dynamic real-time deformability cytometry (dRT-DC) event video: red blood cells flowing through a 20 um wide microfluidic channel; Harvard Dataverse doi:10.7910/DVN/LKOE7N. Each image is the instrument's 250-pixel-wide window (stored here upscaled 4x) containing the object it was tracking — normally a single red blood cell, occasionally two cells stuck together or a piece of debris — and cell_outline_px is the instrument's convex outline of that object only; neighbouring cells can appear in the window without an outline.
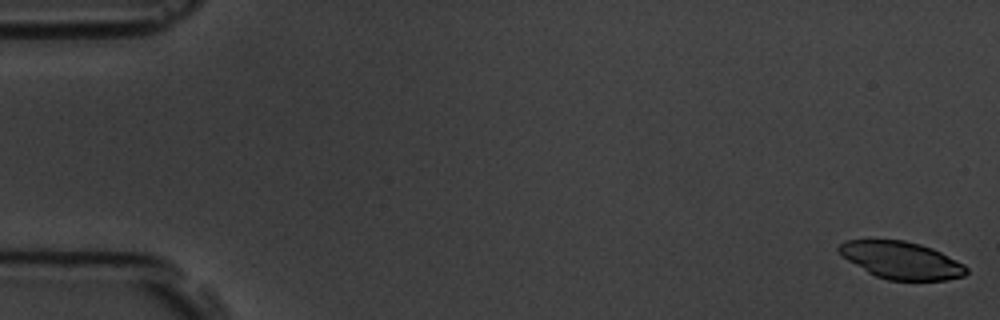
{"species": "common noctule bat (a hibernating species)", "species_latin": "Nyctalus noctula", "temperature_condition": "room temperature", "stored_images_in_passage": 4, "camera_frame_rate_fps": 3000, "um_per_image_px": 0.085, "animal": {"sex": "male", "body_mass_g": 19.5, "forearm_length_mm": 54.6}, "frame": {"image": 1, "passage_image": 1, "time_ms": 0.0, "image_size_px": [1000, 320], "cell_outline_px": [[968, 272], [964, 276], [944, 280], [888, 280], [876, 276], [868, 272], [848, 260], [836, 248], [844, 240], [904, 240], [920, 244], [932, 248], [964, 264], [968, 268]], "centroid_in_image_um": [76.63, 22.12], "position_along_channel_um": 8.4, "area_um2": 27.46}}